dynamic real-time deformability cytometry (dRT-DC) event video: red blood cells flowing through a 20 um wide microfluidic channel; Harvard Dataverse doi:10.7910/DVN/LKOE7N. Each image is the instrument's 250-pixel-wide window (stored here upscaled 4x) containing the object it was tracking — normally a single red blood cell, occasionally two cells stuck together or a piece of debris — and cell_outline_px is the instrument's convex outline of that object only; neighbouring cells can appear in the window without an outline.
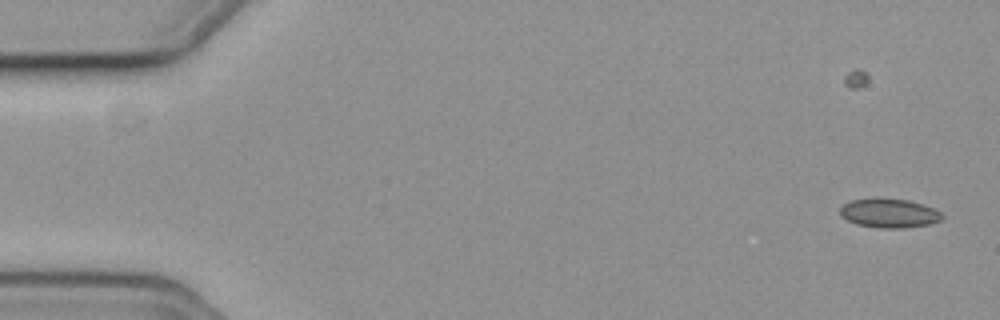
{"species": "common noctule bat (a hibernating species)", "species_latin": "Nyctalus noctula", "temperature_condition": "cold", "stored_images_in_passage": 17, "camera_frame_rate_fps": 3000, "um_per_image_px": 0.085, "animal": {"sex": "female", "body_mass_g": 19.3, "forearm_length_mm": 54.1}, "frame": {"image": 1, "passage_image": 1, "time_ms": 0.0, "image_size_px": [1000, 320], "cell_outline_px": [[944, 216], [940, 220], [932, 224], [900, 228], [880, 228], [856, 224], [840, 216], [840, 208], [844, 204], [852, 200], [876, 196], [908, 200], [924, 204], [940, 212]], "centroid_in_image_um": [75.56, 18.09], "position_along_channel_um": 9.4, "area_um2": 17.63}}
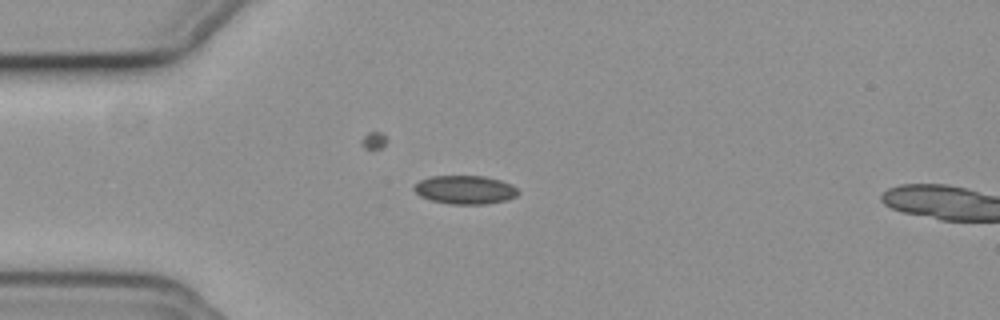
{"frame": {"image": 2, "passage_image": 14, "time_ms": 4.333, "image_size_px": [1000, 320], "cell_outline_px": [[520, 192], [516, 196], [504, 200], [488, 204], [452, 204], [432, 200], [420, 196], [412, 188], [420, 180], [432, 176], [484, 176], [500, 180], [512, 184]], "centroid_in_image_um": [39.54, 16.12], "position_along_channel_um": 45.5, "area_um2": 17.22}}